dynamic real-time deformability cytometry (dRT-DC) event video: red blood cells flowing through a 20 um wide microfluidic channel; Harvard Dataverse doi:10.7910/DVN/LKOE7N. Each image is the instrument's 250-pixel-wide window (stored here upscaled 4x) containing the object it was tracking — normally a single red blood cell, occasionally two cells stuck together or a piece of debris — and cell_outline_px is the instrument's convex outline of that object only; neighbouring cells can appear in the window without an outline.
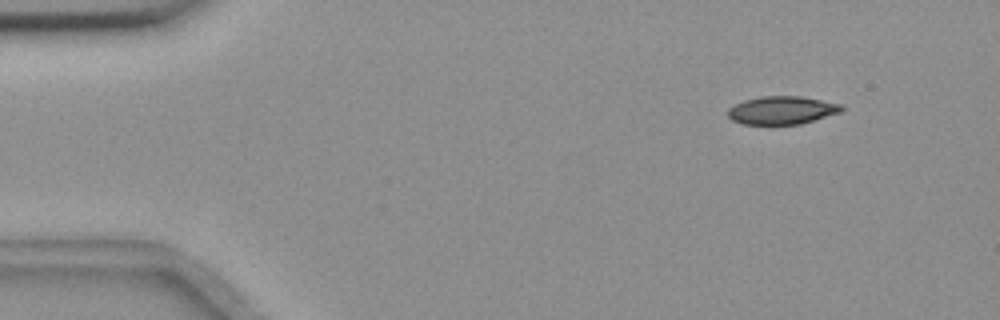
{"species": "common noctule bat (a hibernating species)", "species_latin": "Nyctalus noctula", "temperature_condition": "room temperature", "stored_images_in_passage": 14, "camera_frame_rate_fps": 3000, "um_per_image_px": 0.085, "animal": {"sex": "female", "body_mass_g": 18.4}, "frame": {"image": 1, "passage_image": 6, "time_ms": 1.667, "image_size_px": [1000, 320], "cell_outline_px": [[844, 108], [840, 112], [800, 124], [744, 124], [732, 120], [728, 116], [728, 108], [744, 100], [760, 96], [800, 96], [840, 104]], "centroid_in_image_um": [66.43, 9.37], "position_along_channel_um": 18.6, "area_um2": 18.38}}